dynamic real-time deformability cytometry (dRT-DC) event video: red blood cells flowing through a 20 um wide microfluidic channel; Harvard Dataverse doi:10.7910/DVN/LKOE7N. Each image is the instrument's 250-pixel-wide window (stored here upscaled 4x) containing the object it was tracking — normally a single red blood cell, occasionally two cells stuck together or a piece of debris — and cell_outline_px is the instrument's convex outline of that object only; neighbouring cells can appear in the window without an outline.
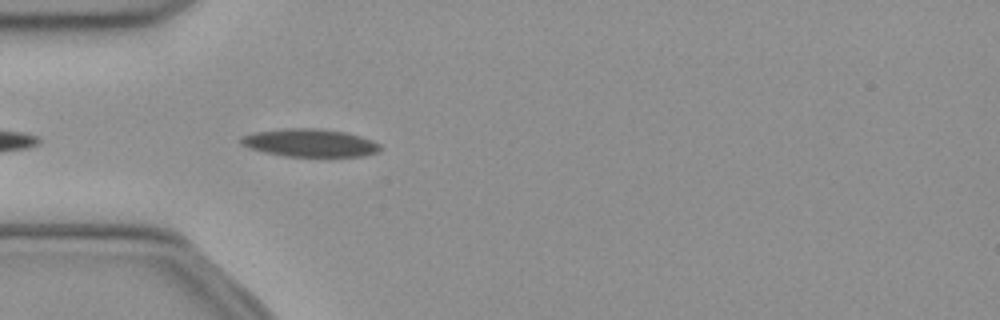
{"species": "common noctule bat (a hibernating species)", "species_latin": "Nyctalus noctula", "temperature_condition": "cold", "stored_images_in_passage": 7, "camera_frame_rate_fps": 3000, "um_per_image_px": 0.085, "animal": {"sex": "female", "body_mass_g": 21.9}, "frame": {"image": 1, "passage_image": 3, "time_ms": 0.667, "image_size_px": [1000, 320], "cell_outline_px": [[380, 152], [364, 156], [284, 156], [264, 152], [240, 144], [240, 136], [252, 132], [284, 128], [316, 128], [344, 132], [360, 136], [372, 140], [380, 144]], "centroid_in_image_um": [26.32, 12.14], "position_along_channel_um": 58.7, "area_um2": 22.66}}